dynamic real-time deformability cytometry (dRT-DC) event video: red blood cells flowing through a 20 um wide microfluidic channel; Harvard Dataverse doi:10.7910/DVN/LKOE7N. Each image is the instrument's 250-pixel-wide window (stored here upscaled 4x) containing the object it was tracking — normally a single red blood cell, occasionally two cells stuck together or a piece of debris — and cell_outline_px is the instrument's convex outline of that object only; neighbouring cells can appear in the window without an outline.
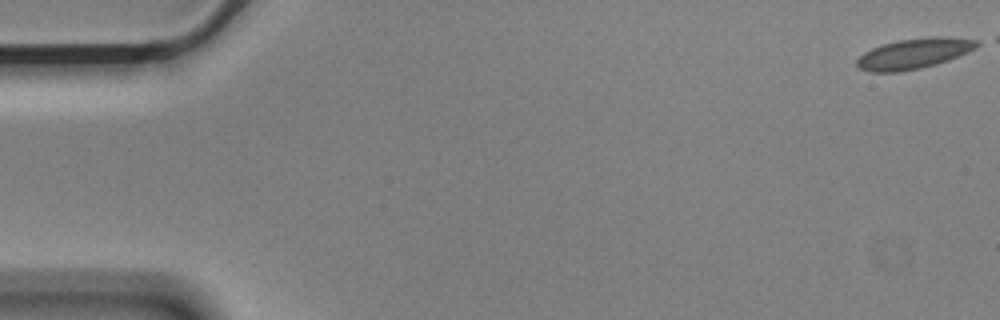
{"species": "Egyptian fruit bat (a non-hibernating species)", "species_latin": "Rousettus aegyptiacus", "temperature_condition": "cold", "stored_images_in_passage": 11, "camera_frame_rate_fps": 3000, "um_per_image_px": 0.085, "animal": {"sex": "male"}, "frame": {"image": 1, "passage_image": 1, "time_ms": 0.0, "image_size_px": [1000, 320], "cell_outline_px": [[980, 44], [976, 48], [968, 52], [948, 60], [936, 64], [920, 68], [900, 72], [872, 72], [860, 68], [856, 64], [856, 60], [864, 52], [872, 48], [896, 40], [928, 36], [948, 36], [976, 40]], "centroid_in_image_um": [77.7, 4.54], "position_along_channel_um": 7.3, "area_um2": 21.33}}
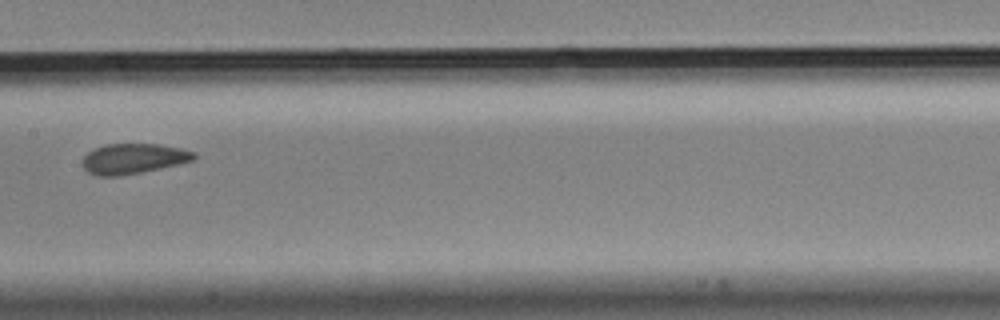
{"frame": {"image": 2, "passage_image": 8, "time_ms": 2.333, "image_size_px": [1000, 320], "cell_outline_px": [[196, 160], [160, 168], [120, 176], [96, 176], [88, 172], [84, 168], [84, 156], [88, 152], [96, 148], [108, 144], [156, 144], [180, 148], [196, 152]], "centroid_in_image_um": [11.36, 13.49], "position_along_channel_um": 196.0, "area_um2": 19.48}}
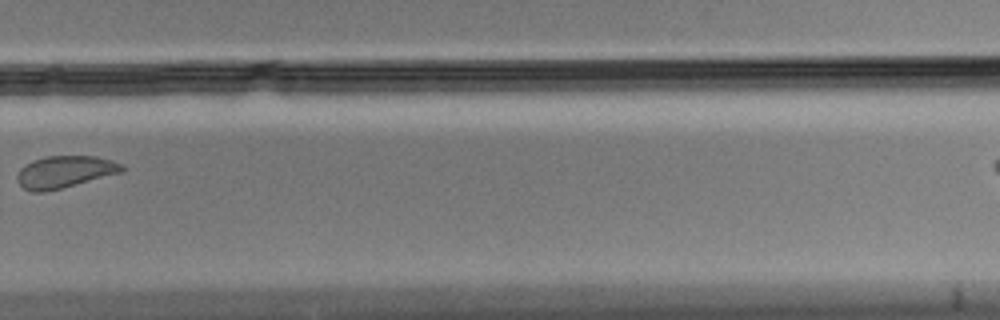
{"frame": {"image": 3, "passage_image": 11, "time_ms": 3.333, "image_size_px": [1000, 320], "cell_outline_px": [[124, 172], [44, 192], [32, 192], [24, 188], [16, 180], [16, 176], [20, 168], [32, 160], [44, 156], [96, 156], [112, 160], [124, 164]], "centroid_in_image_um": [5.51, 14.59], "position_along_channel_um": 324.3, "area_um2": 19.65}}